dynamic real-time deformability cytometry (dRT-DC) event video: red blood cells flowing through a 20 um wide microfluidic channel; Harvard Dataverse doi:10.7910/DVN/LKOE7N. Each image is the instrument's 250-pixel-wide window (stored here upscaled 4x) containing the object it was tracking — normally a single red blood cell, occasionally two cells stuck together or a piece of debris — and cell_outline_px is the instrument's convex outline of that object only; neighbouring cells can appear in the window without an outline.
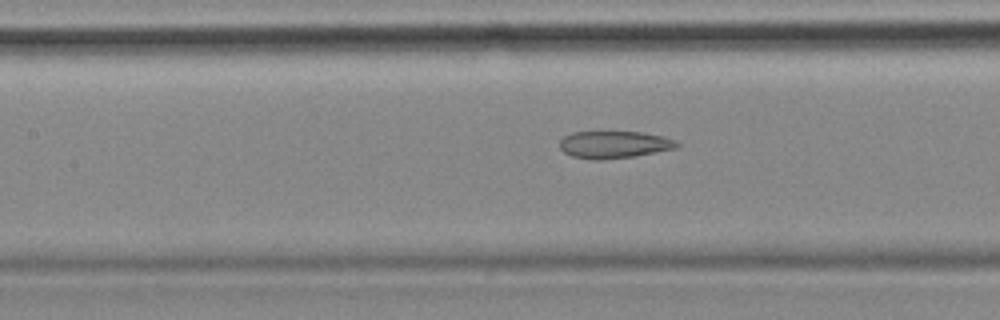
{"species": "common noctule bat (a hibernating species)", "species_latin": "Nyctalus noctula", "temperature_condition": "cold", "stored_images_in_passage": 22, "camera_frame_rate_fps": 3000, "um_per_image_px": 0.085, "animal": {"sex": "female", "body_mass_g": 18.4}, "frame": {"image": 1, "passage_image": 13, "time_ms": 4.0, "image_size_px": [1000, 320], "cell_outline_px": [[680, 144], [676, 148], [636, 156], [600, 160], [592, 160], [572, 156], [564, 152], [560, 148], [560, 140], [564, 136], [572, 132], [640, 132], [660, 136], [676, 140]], "centroid_in_image_um": [52.18, 12.3], "position_along_channel_um": 155.2, "area_um2": 18.55}}